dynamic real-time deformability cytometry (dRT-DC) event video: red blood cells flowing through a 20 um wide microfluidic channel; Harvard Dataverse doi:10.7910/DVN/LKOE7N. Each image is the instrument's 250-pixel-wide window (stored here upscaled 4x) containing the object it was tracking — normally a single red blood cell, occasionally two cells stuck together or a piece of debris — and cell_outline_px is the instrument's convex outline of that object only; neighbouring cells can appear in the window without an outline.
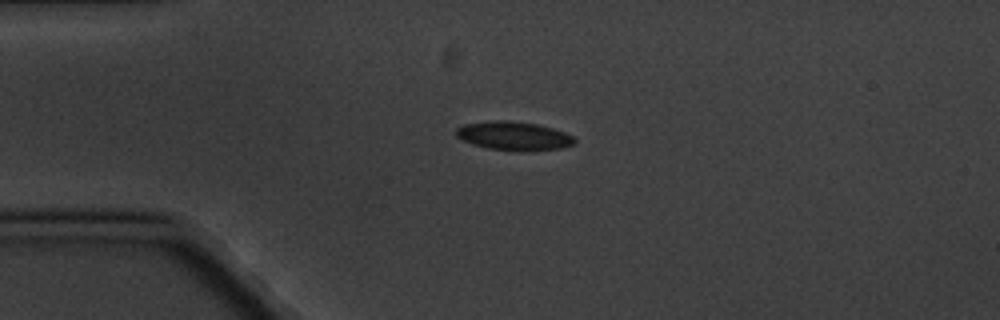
{"species": "common noctule bat (a hibernating species)", "species_latin": "Nyctalus noctula", "temperature_condition": "cold", "stored_images_in_passage": 6, "camera_frame_rate_fps": 3000, "um_per_image_px": 0.085, "animal": {"sex": "male", "body_mass_g": 20.1, "forearm_length_mm": 53.5}, "frame": {"image": 1, "passage_image": 3, "time_ms": 3.0, "image_size_px": [1000, 320], "cell_outline_px": [[576, 144], [560, 148], [488, 148], [472, 144], [456, 136], [456, 128], [464, 124], [488, 120], [508, 120], [536, 124], [552, 128], [564, 132], [572, 136], [576, 140]], "centroid_in_image_um": [43.62, 11.49], "position_along_channel_um": 41.4, "area_um2": 18.9}}